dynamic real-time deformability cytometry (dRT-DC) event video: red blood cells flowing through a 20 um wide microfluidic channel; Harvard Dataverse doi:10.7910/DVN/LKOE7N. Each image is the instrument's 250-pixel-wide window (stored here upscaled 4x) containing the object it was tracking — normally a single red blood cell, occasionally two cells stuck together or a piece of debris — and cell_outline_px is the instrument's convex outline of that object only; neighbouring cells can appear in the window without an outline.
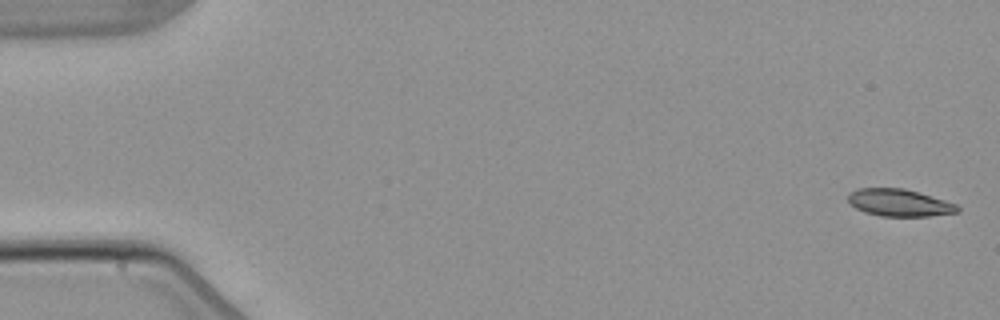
{"species": "common noctule bat (a hibernating species)", "species_latin": "Nyctalus noctula", "temperature_condition": "warm", "stored_images_in_passage": 3, "camera_frame_rate_fps": 3000, "um_per_image_px": 0.085, "animal": {"sex": "male", "body_mass_g": 21.5, "forearm_length_mm": 52.0}, "frame": {"image": 1, "passage_image": 1, "time_ms": 0.0, "image_size_px": [1000, 320], "cell_outline_px": [[960, 212], [928, 216], [880, 216], [864, 212], [856, 208], [848, 200], [848, 196], [856, 188], [904, 188], [944, 200], [956, 204], [960, 208]], "centroid_in_image_um": [76.45, 17.23], "position_along_channel_um": 8.6, "area_um2": 17.22}}
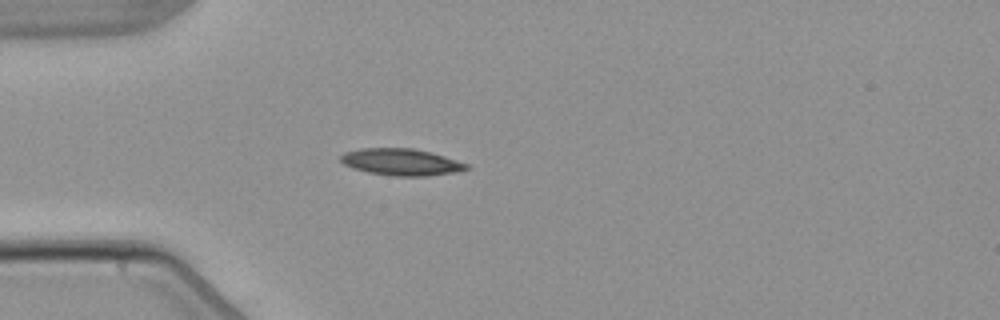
{"frame": {"image": 2, "passage_image": 3, "time_ms": 4.667, "image_size_px": [1000, 320], "cell_outline_px": [[472, 168], [456, 172], [424, 176], [392, 176], [368, 172], [352, 168], [344, 164], [340, 160], [340, 156], [344, 152], [360, 148], [412, 148], [432, 152], [468, 164]], "centroid_in_image_um": [34.1, 13.77], "position_along_channel_um": 50.9, "area_um2": 19.71}}